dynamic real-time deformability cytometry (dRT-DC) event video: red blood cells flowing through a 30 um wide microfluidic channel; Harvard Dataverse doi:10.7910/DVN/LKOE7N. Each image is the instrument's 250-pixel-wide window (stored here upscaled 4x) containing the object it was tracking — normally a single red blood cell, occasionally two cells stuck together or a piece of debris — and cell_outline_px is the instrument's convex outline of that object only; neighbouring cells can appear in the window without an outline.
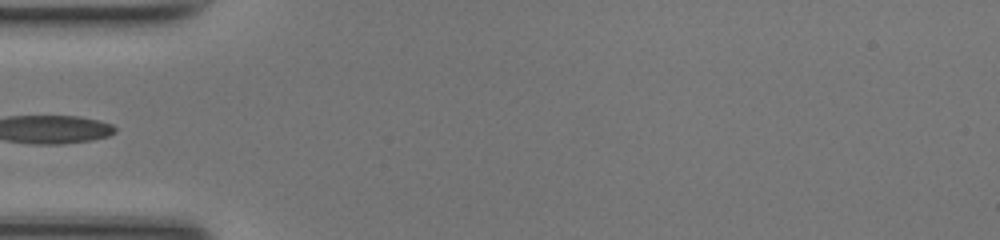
{"species": "common noctule bat (a hibernating species)", "species_latin": "Nyctalus noctula", "temperature_condition": "room temperature", "stored_images_in_passage": 28, "camera_frame_rate_fps": 3000, "um_per_image_px": 0.085, "animal": {"sex": "female", "body_mass_g": 17.0, "forearm_length_mm": 48.0}, "frame": {"image": 1, "passage_image": 1, "time_ms": 0.0, "image_size_px": [1000, 240], "cell_outline_px": [[112, 128], [108, 132], [92, 136], [68, 140], [32, 140], [16, 124], [16, 120], [44, 116], [52, 116], [84, 120]], "centroid_in_image_um": [5.06, 10.91], "position_along_channel_um": 79.9, "area_um2": 11.91}}
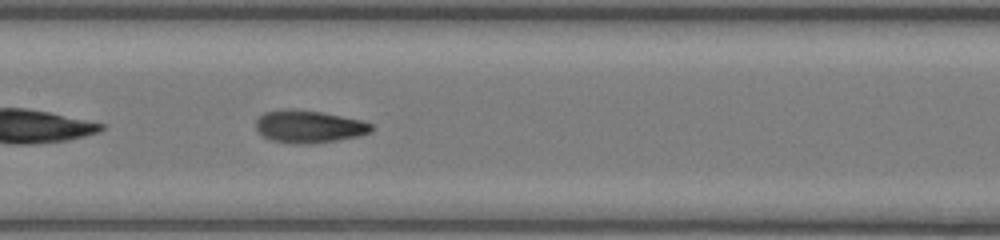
{"frame": {"image": 2, "passage_image": 8, "time_ms": 2.333, "image_size_px": [1000, 240], "cell_outline_px": [[368, 128], [360, 132], [336, 136], [284, 136], [272, 132], [264, 128], [264, 120], [268, 116], [328, 116], [368, 124]], "centroid_in_image_um": [26.54, 10.71], "position_along_channel_um": 180.9, "area_um2": 12.6}}
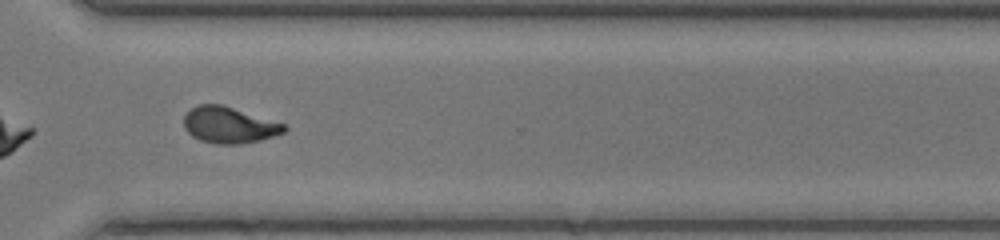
{"frame": {"image": 3, "passage_image": 20, "time_ms": 6.333, "image_size_px": [1000, 240], "cell_outline_px": [[284, 128], [280, 132], [248, 140], [212, 140], [200, 136], [192, 132], [188, 128], [188, 116], [196, 108], [228, 108], [280, 124]], "centroid_in_image_um": [19.52, 10.61], "position_along_channel_um": 351.1, "area_um2": 16.42}}